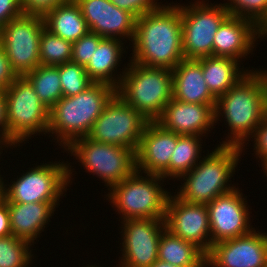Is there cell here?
<instances>
[{
    "label": "cell",
    "instance_id": "32",
    "mask_svg": "<svg viewBox=\"0 0 267 267\" xmlns=\"http://www.w3.org/2000/svg\"><path fill=\"white\" fill-rule=\"evenodd\" d=\"M229 1L227 0L228 3H223L229 13V16L251 20L258 27H260L267 19V0Z\"/></svg>",
    "mask_w": 267,
    "mask_h": 267
},
{
    "label": "cell",
    "instance_id": "30",
    "mask_svg": "<svg viewBox=\"0 0 267 267\" xmlns=\"http://www.w3.org/2000/svg\"><path fill=\"white\" fill-rule=\"evenodd\" d=\"M32 244L13 235L0 237V267H29L34 259Z\"/></svg>",
    "mask_w": 267,
    "mask_h": 267
},
{
    "label": "cell",
    "instance_id": "16",
    "mask_svg": "<svg viewBox=\"0 0 267 267\" xmlns=\"http://www.w3.org/2000/svg\"><path fill=\"white\" fill-rule=\"evenodd\" d=\"M267 267V233H250L212 244L206 267Z\"/></svg>",
    "mask_w": 267,
    "mask_h": 267
},
{
    "label": "cell",
    "instance_id": "7",
    "mask_svg": "<svg viewBox=\"0 0 267 267\" xmlns=\"http://www.w3.org/2000/svg\"><path fill=\"white\" fill-rule=\"evenodd\" d=\"M6 102L7 145L20 147L37 134H48L49 109L40 101L33 85L18 76L4 91ZM36 134V135H35Z\"/></svg>",
    "mask_w": 267,
    "mask_h": 267
},
{
    "label": "cell",
    "instance_id": "18",
    "mask_svg": "<svg viewBox=\"0 0 267 267\" xmlns=\"http://www.w3.org/2000/svg\"><path fill=\"white\" fill-rule=\"evenodd\" d=\"M215 107L172 98L155 122L163 129L179 135L206 137L215 128Z\"/></svg>",
    "mask_w": 267,
    "mask_h": 267
},
{
    "label": "cell",
    "instance_id": "26",
    "mask_svg": "<svg viewBox=\"0 0 267 267\" xmlns=\"http://www.w3.org/2000/svg\"><path fill=\"white\" fill-rule=\"evenodd\" d=\"M158 259L177 267H206V254L200 248L167 229L160 236Z\"/></svg>",
    "mask_w": 267,
    "mask_h": 267
},
{
    "label": "cell",
    "instance_id": "10",
    "mask_svg": "<svg viewBox=\"0 0 267 267\" xmlns=\"http://www.w3.org/2000/svg\"><path fill=\"white\" fill-rule=\"evenodd\" d=\"M189 4H180L184 59L213 56L214 35L229 13L224 4H209V0Z\"/></svg>",
    "mask_w": 267,
    "mask_h": 267
},
{
    "label": "cell",
    "instance_id": "15",
    "mask_svg": "<svg viewBox=\"0 0 267 267\" xmlns=\"http://www.w3.org/2000/svg\"><path fill=\"white\" fill-rule=\"evenodd\" d=\"M171 193L165 212L166 229L195 244L205 254L211 249L209 212L206 204L189 203Z\"/></svg>",
    "mask_w": 267,
    "mask_h": 267
},
{
    "label": "cell",
    "instance_id": "22",
    "mask_svg": "<svg viewBox=\"0 0 267 267\" xmlns=\"http://www.w3.org/2000/svg\"><path fill=\"white\" fill-rule=\"evenodd\" d=\"M173 98L185 103L216 105L203 77L200 59H183L173 70Z\"/></svg>",
    "mask_w": 267,
    "mask_h": 267
},
{
    "label": "cell",
    "instance_id": "13",
    "mask_svg": "<svg viewBox=\"0 0 267 267\" xmlns=\"http://www.w3.org/2000/svg\"><path fill=\"white\" fill-rule=\"evenodd\" d=\"M120 223L119 267H150L158 259L160 236L166 229L164 219H128Z\"/></svg>",
    "mask_w": 267,
    "mask_h": 267
},
{
    "label": "cell",
    "instance_id": "24",
    "mask_svg": "<svg viewBox=\"0 0 267 267\" xmlns=\"http://www.w3.org/2000/svg\"><path fill=\"white\" fill-rule=\"evenodd\" d=\"M240 65L239 61L227 57L208 56L201 58L204 80L216 98L225 94L243 76L253 70H245Z\"/></svg>",
    "mask_w": 267,
    "mask_h": 267
},
{
    "label": "cell",
    "instance_id": "37",
    "mask_svg": "<svg viewBox=\"0 0 267 267\" xmlns=\"http://www.w3.org/2000/svg\"><path fill=\"white\" fill-rule=\"evenodd\" d=\"M12 70L8 56L0 43V91L4 92L17 78Z\"/></svg>",
    "mask_w": 267,
    "mask_h": 267
},
{
    "label": "cell",
    "instance_id": "14",
    "mask_svg": "<svg viewBox=\"0 0 267 267\" xmlns=\"http://www.w3.org/2000/svg\"><path fill=\"white\" fill-rule=\"evenodd\" d=\"M239 187L217 196L207 204L211 231V246L220 241L233 239L250 233L251 216L247 196ZM244 196V197H243Z\"/></svg>",
    "mask_w": 267,
    "mask_h": 267
},
{
    "label": "cell",
    "instance_id": "11",
    "mask_svg": "<svg viewBox=\"0 0 267 267\" xmlns=\"http://www.w3.org/2000/svg\"><path fill=\"white\" fill-rule=\"evenodd\" d=\"M149 121L115 94L87 135L93 141L119 145L135 152Z\"/></svg>",
    "mask_w": 267,
    "mask_h": 267
},
{
    "label": "cell",
    "instance_id": "35",
    "mask_svg": "<svg viewBox=\"0 0 267 267\" xmlns=\"http://www.w3.org/2000/svg\"><path fill=\"white\" fill-rule=\"evenodd\" d=\"M68 0H19L24 15L45 17L52 9Z\"/></svg>",
    "mask_w": 267,
    "mask_h": 267
},
{
    "label": "cell",
    "instance_id": "36",
    "mask_svg": "<svg viewBox=\"0 0 267 267\" xmlns=\"http://www.w3.org/2000/svg\"><path fill=\"white\" fill-rule=\"evenodd\" d=\"M251 138V141L253 142V151L255 150L253 154H255L257 161L259 160L258 162H262L267 159V116L255 129L250 139Z\"/></svg>",
    "mask_w": 267,
    "mask_h": 267
},
{
    "label": "cell",
    "instance_id": "20",
    "mask_svg": "<svg viewBox=\"0 0 267 267\" xmlns=\"http://www.w3.org/2000/svg\"><path fill=\"white\" fill-rule=\"evenodd\" d=\"M258 39L259 27L253 21L228 16L214 35L213 56L232 58L241 63L253 54Z\"/></svg>",
    "mask_w": 267,
    "mask_h": 267
},
{
    "label": "cell",
    "instance_id": "1",
    "mask_svg": "<svg viewBox=\"0 0 267 267\" xmlns=\"http://www.w3.org/2000/svg\"><path fill=\"white\" fill-rule=\"evenodd\" d=\"M254 70L217 98L215 125L223 118L230 132L218 145L239 146L245 152V145L267 116V70Z\"/></svg>",
    "mask_w": 267,
    "mask_h": 267
},
{
    "label": "cell",
    "instance_id": "29",
    "mask_svg": "<svg viewBox=\"0 0 267 267\" xmlns=\"http://www.w3.org/2000/svg\"><path fill=\"white\" fill-rule=\"evenodd\" d=\"M72 44L44 28L40 36L39 46L41 65L58 66L71 62Z\"/></svg>",
    "mask_w": 267,
    "mask_h": 267
},
{
    "label": "cell",
    "instance_id": "27",
    "mask_svg": "<svg viewBox=\"0 0 267 267\" xmlns=\"http://www.w3.org/2000/svg\"><path fill=\"white\" fill-rule=\"evenodd\" d=\"M203 137L195 135H180L173 150L169 167L160 175L166 180L178 179L190 172L202 158Z\"/></svg>",
    "mask_w": 267,
    "mask_h": 267
},
{
    "label": "cell",
    "instance_id": "2",
    "mask_svg": "<svg viewBox=\"0 0 267 267\" xmlns=\"http://www.w3.org/2000/svg\"><path fill=\"white\" fill-rule=\"evenodd\" d=\"M165 4L136 19L129 61L173 70L184 59L180 5Z\"/></svg>",
    "mask_w": 267,
    "mask_h": 267
},
{
    "label": "cell",
    "instance_id": "44",
    "mask_svg": "<svg viewBox=\"0 0 267 267\" xmlns=\"http://www.w3.org/2000/svg\"><path fill=\"white\" fill-rule=\"evenodd\" d=\"M1 174V172H0ZM3 187H4V181L2 175H0V199L3 198Z\"/></svg>",
    "mask_w": 267,
    "mask_h": 267
},
{
    "label": "cell",
    "instance_id": "46",
    "mask_svg": "<svg viewBox=\"0 0 267 267\" xmlns=\"http://www.w3.org/2000/svg\"><path fill=\"white\" fill-rule=\"evenodd\" d=\"M88 266H86V267H99V266H96V264L95 265H89V264H87ZM101 267V266H100ZM117 267H119V265L117 266Z\"/></svg>",
    "mask_w": 267,
    "mask_h": 267
},
{
    "label": "cell",
    "instance_id": "38",
    "mask_svg": "<svg viewBox=\"0 0 267 267\" xmlns=\"http://www.w3.org/2000/svg\"><path fill=\"white\" fill-rule=\"evenodd\" d=\"M22 14L19 0H0V29Z\"/></svg>",
    "mask_w": 267,
    "mask_h": 267
},
{
    "label": "cell",
    "instance_id": "19",
    "mask_svg": "<svg viewBox=\"0 0 267 267\" xmlns=\"http://www.w3.org/2000/svg\"><path fill=\"white\" fill-rule=\"evenodd\" d=\"M179 136L175 132L163 129L155 121H149L135 153L136 170L161 175L170 165Z\"/></svg>",
    "mask_w": 267,
    "mask_h": 267
},
{
    "label": "cell",
    "instance_id": "45",
    "mask_svg": "<svg viewBox=\"0 0 267 267\" xmlns=\"http://www.w3.org/2000/svg\"><path fill=\"white\" fill-rule=\"evenodd\" d=\"M3 147H5V148L7 147V149L9 148V146L0 138V156L3 153V150H4Z\"/></svg>",
    "mask_w": 267,
    "mask_h": 267
},
{
    "label": "cell",
    "instance_id": "5",
    "mask_svg": "<svg viewBox=\"0 0 267 267\" xmlns=\"http://www.w3.org/2000/svg\"><path fill=\"white\" fill-rule=\"evenodd\" d=\"M165 180L160 175L135 170L122 182L113 185L108 190V194L105 195L106 200L110 201V205L114 207L118 215L120 214L119 221L165 219L166 206L171 195V191L163 187Z\"/></svg>",
    "mask_w": 267,
    "mask_h": 267
},
{
    "label": "cell",
    "instance_id": "4",
    "mask_svg": "<svg viewBox=\"0 0 267 267\" xmlns=\"http://www.w3.org/2000/svg\"><path fill=\"white\" fill-rule=\"evenodd\" d=\"M203 155L198 164L178 179V198L197 204H208L217 196L226 194L236 188L231 178L241 161L242 148L239 146L216 145L213 151ZM230 179V180H229ZM231 182V183H230Z\"/></svg>",
    "mask_w": 267,
    "mask_h": 267
},
{
    "label": "cell",
    "instance_id": "42",
    "mask_svg": "<svg viewBox=\"0 0 267 267\" xmlns=\"http://www.w3.org/2000/svg\"><path fill=\"white\" fill-rule=\"evenodd\" d=\"M150 267H177V266L157 259Z\"/></svg>",
    "mask_w": 267,
    "mask_h": 267
},
{
    "label": "cell",
    "instance_id": "40",
    "mask_svg": "<svg viewBox=\"0 0 267 267\" xmlns=\"http://www.w3.org/2000/svg\"><path fill=\"white\" fill-rule=\"evenodd\" d=\"M0 138L7 144L6 102L0 91Z\"/></svg>",
    "mask_w": 267,
    "mask_h": 267
},
{
    "label": "cell",
    "instance_id": "28",
    "mask_svg": "<svg viewBox=\"0 0 267 267\" xmlns=\"http://www.w3.org/2000/svg\"><path fill=\"white\" fill-rule=\"evenodd\" d=\"M25 77L33 85L40 101L50 110L62 97L58 66L39 65Z\"/></svg>",
    "mask_w": 267,
    "mask_h": 267
},
{
    "label": "cell",
    "instance_id": "6",
    "mask_svg": "<svg viewBox=\"0 0 267 267\" xmlns=\"http://www.w3.org/2000/svg\"><path fill=\"white\" fill-rule=\"evenodd\" d=\"M129 62L116 94L148 121H155L173 98L172 70Z\"/></svg>",
    "mask_w": 267,
    "mask_h": 267
},
{
    "label": "cell",
    "instance_id": "8",
    "mask_svg": "<svg viewBox=\"0 0 267 267\" xmlns=\"http://www.w3.org/2000/svg\"><path fill=\"white\" fill-rule=\"evenodd\" d=\"M66 162L55 161L29 167L21 176L11 180V184L4 179L3 198L7 203L60 202V198L66 197L74 175V166Z\"/></svg>",
    "mask_w": 267,
    "mask_h": 267
},
{
    "label": "cell",
    "instance_id": "34",
    "mask_svg": "<svg viewBox=\"0 0 267 267\" xmlns=\"http://www.w3.org/2000/svg\"><path fill=\"white\" fill-rule=\"evenodd\" d=\"M116 7L126 10L136 18L145 13L156 11L164 4L159 0H109Z\"/></svg>",
    "mask_w": 267,
    "mask_h": 267
},
{
    "label": "cell",
    "instance_id": "21",
    "mask_svg": "<svg viewBox=\"0 0 267 267\" xmlns=\"http://www.w3.org/2000/svg\"><path fill=\"white\" fill-rule=\"evenodd\" d=\"M58 206L60 202L8 203L12 235L34 246Z\"/></svg>",
    "mask_w": 267,
    "mask_h": 267
},
{
    "label": "cell",
    "instance_id": "3",
    "mask_svg": "<svg viewBox=\"0 0 267 267\" xmlns=\"http://www.w3.org/2000/svg\"><path fill=\"white\" fill-rule=\"evenodd\" d=\"M116 94L108 84L93 83L84 91L62 97L49 110V137L66 149L74 140L87 137L96 119ZM57 140V141H56Z\"/></svg>",
    "mask_w": 267,
    "mask_h": 267
},
{
    "label": "cell",
    "instance_id": "23",
    "mask_svg": "<svg viewBox=\"0 0 267 267\" xmlns=\"http://www.w3.org/2000/svg\"><path fill=\"white\" fill-rule=\"evenodd\" d=\"M124 43L126 42L117 38H103L100 41L90 61L84 66L87 74L94 83H104L115 89L118 88L122 76L126 71L125 67L121 69L122 72L117 74V68L120 66L119 64H122L121 59L124 56L123 54L127 53Z\"/></svg>",
    "mask_w": 267,
    "mask_h": 267
},
{
    "label": "cell",
    "instance_id": "25",
    "mask_svg": "<svg viewBox=\"0 0 267 267\" xmlns=\"http://www.w3.org/2000/svg\"><path fill=\"white\" fill-rule=\"evenodd\" d=\"M45 28L66 41L74 43L90 30L75 0H68L44 17Z\"/></svg>",
    "mask_w": 267,
    "mask_h": 267
},
{
    "label": "cell",
    "instance_id": "12",
    "mask_svg": "<svg viewBox=\"0 0 267 267\" xmlns=\"http://www.w3.org/2000/svg\"><path fill=\"white\" fill-rule=\"evenodd\" d=\"M44 28L43 17L22 14L0 29L1 46L17 76H25L41 65L39 46Z\"/></svg>",
    "mask_w": 267,
    "mask_h": 267
},
{
    "label": "cell",
    "instance_id": "17",
    "mask_svg": "<svg viewBox=\"0 0 267 267\" xmlns=\"http://www.w3.org/2000/svg\"><path fill=\"white\" fill-rule=\"evenodd\" d=\"M75 1L91 33L103 38H117L125 42L128 40V47L130 46L135 35L137 19L133 14L116 7L109 0Z\"/></svg>",
    "mask_w": 267,
    "mask_h": 267
},
{
    "label": "cell",
    "instance_id": "43",
    "mask_svg": "<svg viewBox=\"0 0 267 267\" xmlns=\"http://www.w3.org/2000/svg\"><path fill=\"white\" fill-rule=\"evenodd\" d=\"M261 164H258V165H261L262 167V170L264 172V175L267 176V159L263 160L262 162H260Z\"/></svg>",
    "mask_w": 267,
    "mask_h": 267
},
{
    "label": "cell",
    "instance_id": "41",
    "mask_svg": "<svg viewBox=\"0 0 267 267\" xmlns=\"http://www.w3.org/2000/svg\"><path fill=\"white\" fill-rule=\"evenodd\" d=\"M259 38H261L262 40L263 38L267 39V19L259 27Z\"/></svg>",
    "mask_w": 267,
    "mask_h": 267
},
{
    "label": "cell",
    "instance_id": "31",
    "mask_svg": "<svg viewBox=\"0 0 267 267\" xmlns=\"http://www.w3.org/2000/svg\"><path fill=\"white\" fill-rule=\"evenodd\" d=\"M59 75L63 97L77 95L94 83L85 67L73 62L59 65Z\"/></svg>",
    "mask_w": 267,
    "mask_h": 267
},
{
    "label": "cell",
    "instance_id": "33",
    "mask_svg": "<svg viewBox=\"0 0 267 267\" xmlns=\"http://www.w3.org/2000/svg\"><path fill=\"white\" fill-rule=\"evenodd\" d=\"M102 39L100 35L89 32L75 41L72 44L71 62L85 66Z\"/></svg>",
    "mask_w": 267,
    "mask_h": 267
},
{
    "label": "cell",
    "instance_id": "9",
    "mask_svg": "<svg viewBox=\"0 0 267 267\" xmlns=\"http://www.w3.org/2000/svg\"><path fill=\"white\" fill-rule=\"evenodd\" d=\"M85 172L96 175L109 190L136 170L135 151L119 145L100 143L88 137L74 140L66 149Z\"/></svg>",
    "mask_w": 267,
    "mask_h": 267
},
{
    "label": "cell",
    "instance_id": "39",
    "mask_svg": "<svg viewBox=\"0 0 267 267\" xmlns=\"http://www.w3.org/2000/svg\"><path fill=\"white\" fill-rule=\"evenodd\" d=\"M12 235L7 201L0 199V237Z\"/></svg>",
    "mask_w": 267,
    "mask_h": 267
}]
</instances>
